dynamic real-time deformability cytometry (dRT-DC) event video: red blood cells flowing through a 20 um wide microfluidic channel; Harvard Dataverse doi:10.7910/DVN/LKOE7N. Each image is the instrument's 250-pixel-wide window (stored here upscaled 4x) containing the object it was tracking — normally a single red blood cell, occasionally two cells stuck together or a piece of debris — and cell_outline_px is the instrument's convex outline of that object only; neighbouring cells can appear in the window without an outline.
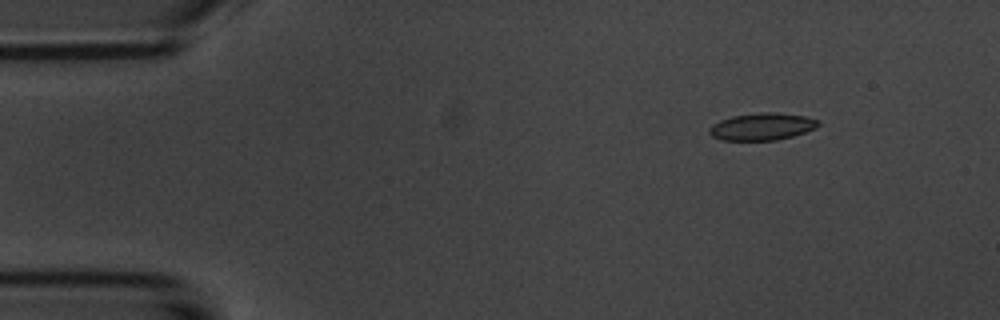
{"species": "common noctule bat (a hibernating species)", "species_latin": "Nyctalus noctula", "temperature_condition": "room temperature", "stored_images_in_passage": 6, "camera_frame_rate_fps": 3000, "um_per_image_px": 0.085, "animal": {"sex": "male", "body_mass_g": 20.1, "forearm_length_mm": 53.5}, "frame": {"image": 1, "passage_image": 2, "time_ms": 1.0, "image_size_px": [1000, 320], "cell_outline_px": [[820, 124], [816, 128], [792, 136], [776, 140], [724, 140], [712, 136], [708, 132], [708, 128], [712, 124], [720, 120], [732, 116], [760, 112], [776, 112], [804, 116], [820, 120]], "centroid_in_image_um": [64.77, 10.75], "position_along_channel_um": 20.2, "area_um2": 17.28}}
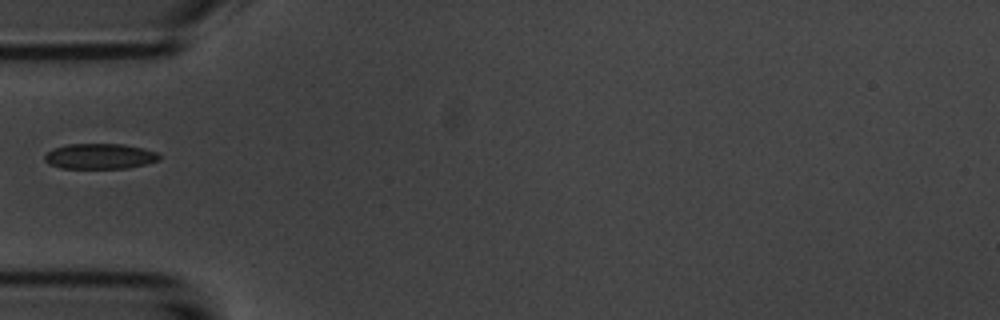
{"frame": {"image": 2, "passage_image": 5, "time_ms": 4.667, "image_size_px": [1000, 320], "cell_outline_px": [[160, 160], [144, 164], [124, 168], [60, 168], [48, 164], [44, 160], [44, 156], [52, 148], [68, 144], [124, 144], [144, 148], [160, 152]], "centroid_in_image_um": [8.49, 13.27], "position_along_channel_um": 76.5, "area_um2": 17.11}}